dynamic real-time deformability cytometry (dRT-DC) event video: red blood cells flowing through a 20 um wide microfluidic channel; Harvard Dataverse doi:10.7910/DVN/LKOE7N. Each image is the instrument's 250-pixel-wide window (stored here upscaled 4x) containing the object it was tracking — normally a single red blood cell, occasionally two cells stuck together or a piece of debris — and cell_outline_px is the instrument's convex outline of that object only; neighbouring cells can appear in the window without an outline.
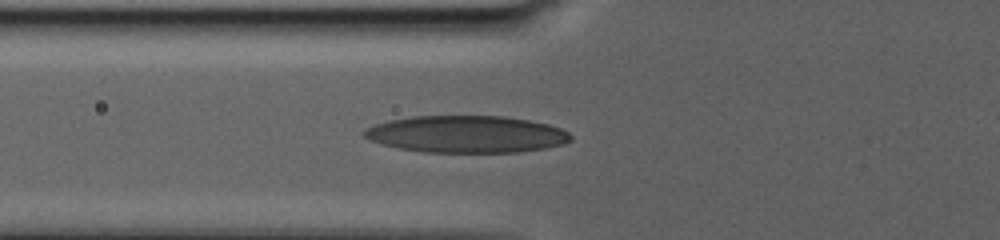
{"species": "human", "species_latin": "Homo sapiens", "temperature_condition": "warm", "stored_images_in_passage": 7, "camera_frame_rate_fps": 3000, "um_per_image_px": 0.085, "donor": {"sex": "male"}, "frame": {"image": 1, "passage_image": 5, "time_ms": 4.0, "image_size_px": [1000, 240], "cell_outline_px": [[572, 140], [564, 144], [544, 148], [516, 152], [424, 152], [400, 148], [384, 144], [372, 140], [364, 136], [360, 132], [364, 128], [376, 124], [392, 120], [412, 116], [504, 116], [528, 120], [548, 124], [560, 128], [568, 132], [572, 136]], "centroid_in_image_um": [39.66, 11.4], "position_along_channel_um": 86.1, "area_um2": 44.39}}
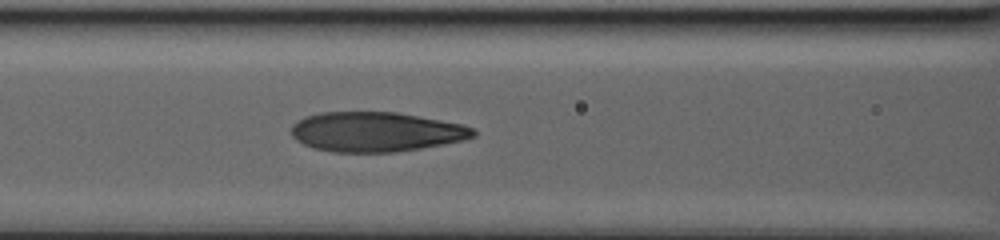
{"frame": {"image": 2, "passage_image": 7, "time_ms": 6.0, "image_size_px": [1000, 240], "cell_outline_px": [[476, 136], [464, 140], [444, 144], [396, 152], [332, 152], [312, 148], [296, 140], [292, 136], [292, 124], [296, 120], [304, 116], [320, 112], [396, 112], [440, 120], [460, 124], [472, 128], [476, 132]], "centroid_in_image_um": [31.91, 11.21], "position_along_channel_um": 134.7, "area_um2": 42.19}}